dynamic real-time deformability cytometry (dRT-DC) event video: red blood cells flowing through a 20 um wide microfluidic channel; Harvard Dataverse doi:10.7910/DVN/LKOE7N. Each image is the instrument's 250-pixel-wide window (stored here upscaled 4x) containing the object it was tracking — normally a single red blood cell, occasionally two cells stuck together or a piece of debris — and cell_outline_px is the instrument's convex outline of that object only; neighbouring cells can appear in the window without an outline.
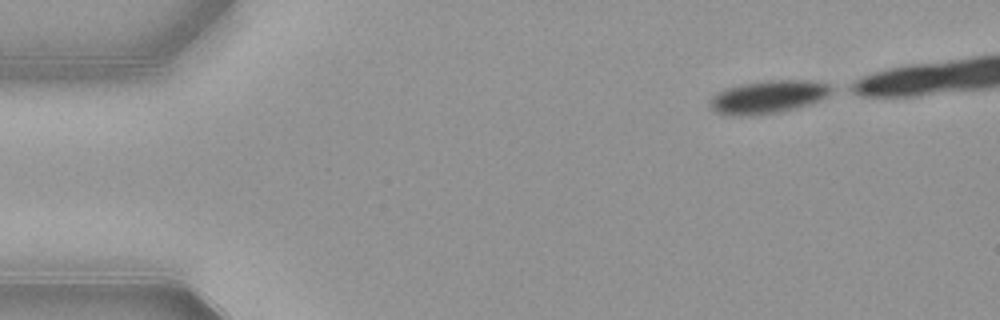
{"species": "common noctule bat (a hibernating species)", "species_latin": "Nyctalus noctula", "temperature_condition": "warm", "stored_images_in_passage": 38, "camera_frame_rate_fps": 3000, "um_per_image_px": 0.085, "animal": {"sex": "female", "body_mass_g": 21.9}, "frame": {"image": 1, "passage_image": 1, "time_ms": 0.0, "image_size_px": [1000, 320], "cell_outline_px": [[836, 92], [820, 100], [796, 108], [780, 112], [740, 116], [724, 116], [716, 112], [708, 104], [712, 96], [716, 92], [724, 88], [740, 84], [764, 80], [808, 80], [828, 84], [836, 88]], "centroid_in_image_um": [65.29, 8.23], "position_along_channel_um": 19.7, "area_um2": 23.81}}
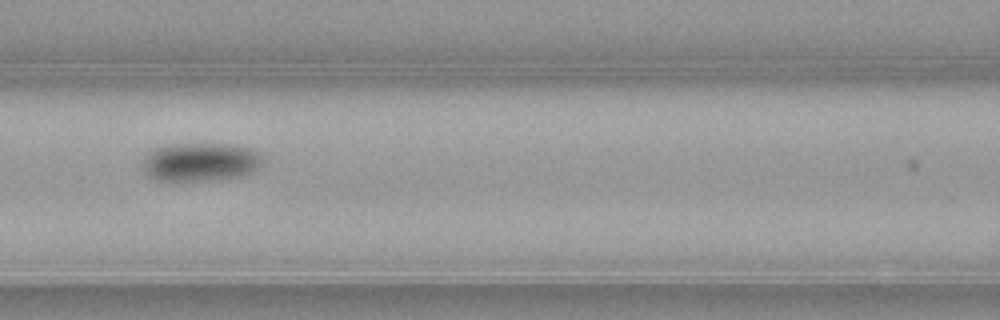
{"frame": {"image": 2, "passage_image": 18, "time_ms": 5.667, "image_size_px": [1000, 320], "cell_outline_px": [[264, 156], [260, 164], [252, 172], [240, 176], [208, 180], [156, 180], [148, 176], [144, 172], [144, 160], [148, 152], [156, 148], [176, 144], [236, 144], [252, 148]], "centroid_in_image_um": [17.07, 13.75], "position_along_channel_um": 149.5, "area_um2": 26.76}}
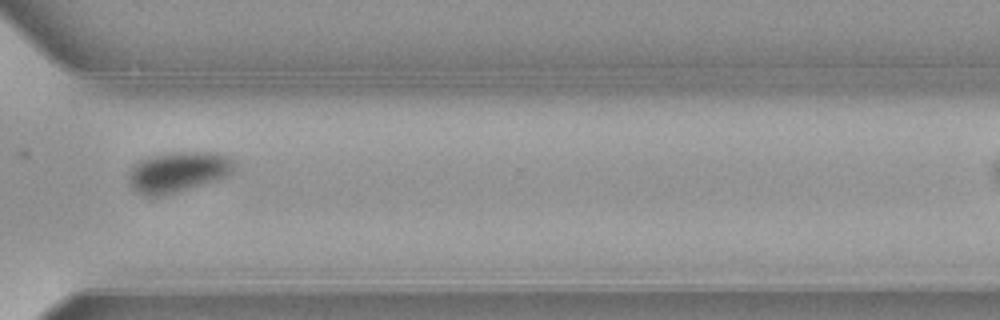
{"frame": {"image": 3, "passage_image": 34, "time_ms": 11.0, "image_size_px": [1000, 320], "cell_outline_px": [[232, 168], [224, 176], [212, 180], [160, 196], [148, 196], [132, 188], [128, 180], [128, 172], [140, 160], [148, 156], [168, 152], [220, 152], [228, 156], [232, 160]], "centroid_in_image_um": [15.05, 14.57], "position_along_channel_um": 355.5, "area_um2": 24.16}}